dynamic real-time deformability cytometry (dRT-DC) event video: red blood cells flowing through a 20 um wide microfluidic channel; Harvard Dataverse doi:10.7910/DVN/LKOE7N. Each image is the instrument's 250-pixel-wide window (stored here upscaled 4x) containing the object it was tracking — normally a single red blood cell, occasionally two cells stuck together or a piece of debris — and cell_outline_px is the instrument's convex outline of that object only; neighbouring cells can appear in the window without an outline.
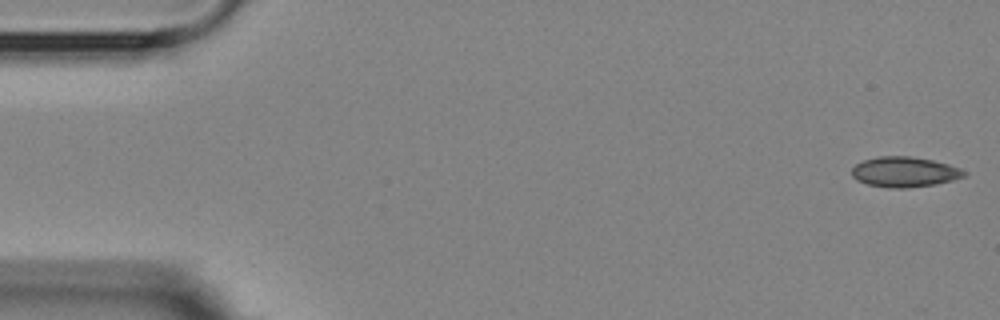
{"species": "Egyptian fruit bat (a non-hibernating species)", "species_latin": "Rousettus aegyptiacus", "temperature_condition": "room temperature", "stored_images_in_passage": 5, "segment_of_instrument_passage": [1, 2], "camera_frame_rate_fps": 3000, "um_per_image_px": 0.085, "animal": {"sex": "female"}, "frame": {"image": 1, "passage_image": 1, "time_ms": 0.0, "image_size_px": [1000, 320], "cell_outline_px": [[968, 172], [964, 176], [952, 180], [936, 184], [908, 188], [888, 188], [868, 184], [856, 180], [852, 176], [852, 168], [856, 164], [864, 160], [876, 156], [908, 156], [932, 160], [948, 164], [960, 168]], "centroid_in_image_um": [76.87, 14.62], "position_along_channel_um": 8.1, "area_um2": 19.83}}